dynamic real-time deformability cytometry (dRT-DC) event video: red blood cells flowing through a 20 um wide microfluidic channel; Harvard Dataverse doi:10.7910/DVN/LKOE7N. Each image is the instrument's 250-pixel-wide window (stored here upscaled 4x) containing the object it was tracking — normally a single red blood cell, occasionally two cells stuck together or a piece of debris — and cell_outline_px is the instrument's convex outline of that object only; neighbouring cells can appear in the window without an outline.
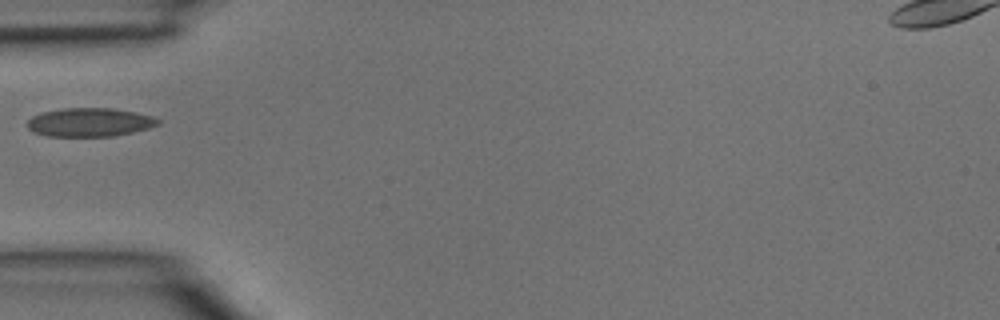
{"species": "common noctule bat (a hibernating species)", "species_latin": "Nyctalus noctula", "temperature_condition": "room temperature", "stored_images_in_passage": 1, "camera_frame_rate_fps": 3000, "um_per_image_px": 0.085, "animal": {"sex": "male", "body_mass_g": 15.6}, "frame": {"image": 1, "passage_image": 1, "time_ms": 0.0, "image_size_px": [1000, 320], "cell_outline_px": [[160, 124], [148, 128], [132, 132], [112, 136], [48, 136], [36, 132], [28, 128], [28, 120], [32, 116], [44, 112], [60, 108], [112, 108], [136, 112], [152, 116], [160, 120]], "centroid_in_image_um": [7.65, 10.38], "position_along_channel_um": 77.4, "area_um2": 21.68}}